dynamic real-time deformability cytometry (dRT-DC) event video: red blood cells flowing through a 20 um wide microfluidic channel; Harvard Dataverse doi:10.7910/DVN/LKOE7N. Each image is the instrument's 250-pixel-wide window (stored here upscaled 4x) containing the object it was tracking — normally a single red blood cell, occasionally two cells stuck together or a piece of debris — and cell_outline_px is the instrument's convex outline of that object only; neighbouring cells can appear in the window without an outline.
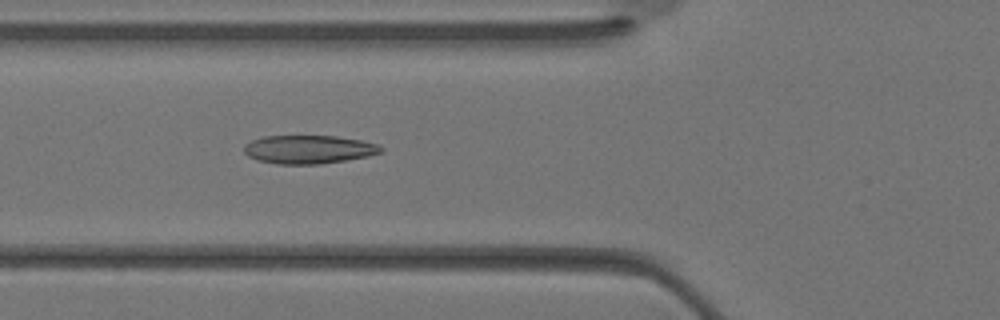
{"species": "Egyptian fruit bat (a non-hibernating species)", "species_latin": "Rousettus aegyptiacus", "temperature_condition": "warm", "stored_images_in_passage": 29, "camera_frame_rate_fps": 3000, "um_per_image_px": 0.085, "animal": {"sex": "female"}, "frame": {"image": 1, "passage_image": 7, "time_ms": 2.0, "image_size_px": [1000, 320], "cell_outline_px": [[384, 152], [368, 156], [320, 164], [276, 164], [256, 160], [248, 156], [244, 152], [244, 144], [252, 140], [264, 136], [336, 136], [360, 140], [380, 144], [384, 148]], "centroid_in_image_um": [26.25, 12.7], "position_along_channel_um": 99.5, "area_um2": 22.83}}
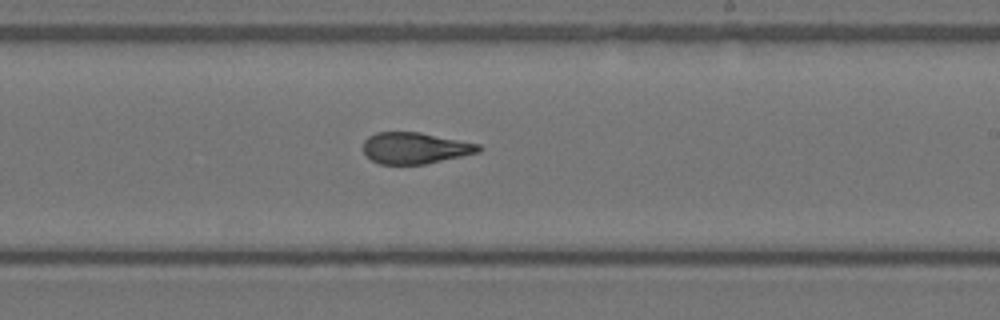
{"frame": {"image": 2, "passage_image": 15, "time_ms": 4.667, "image_size_px": [1000, 320], "cell_outline_px": [[484, 148], [480, 152], [424, 164], [380, 164], [372, 160], [364, 152], [364, 140], [368, 136], [376, 132], [420, 132], [480, 144]], "centroid_in_image_um": [35.3, 12.58], "position_along_channel_um": 253.7, "area_um2": 21.04}}
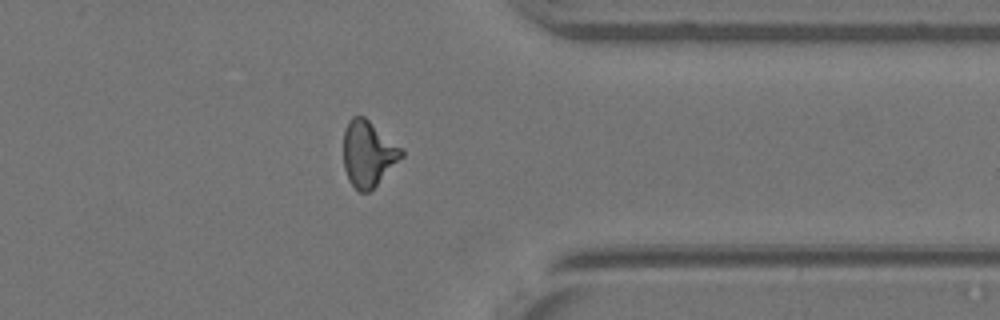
{"frame": {"image": 3, "passage_image": 22, "time_ms": 7.0, "image_size_px": [1000, 320], "cell_outline_px": [[404, 156], [368, 192], [360, 192], [348, 180], [344, 168], [344, 128], [348, 120], [352, 116], [364, 116], [404, 148]], "centroid_in_image_um": [31.31, 13.02], "position_along_channel_um": 380.1, "area_um2": 22.31}}